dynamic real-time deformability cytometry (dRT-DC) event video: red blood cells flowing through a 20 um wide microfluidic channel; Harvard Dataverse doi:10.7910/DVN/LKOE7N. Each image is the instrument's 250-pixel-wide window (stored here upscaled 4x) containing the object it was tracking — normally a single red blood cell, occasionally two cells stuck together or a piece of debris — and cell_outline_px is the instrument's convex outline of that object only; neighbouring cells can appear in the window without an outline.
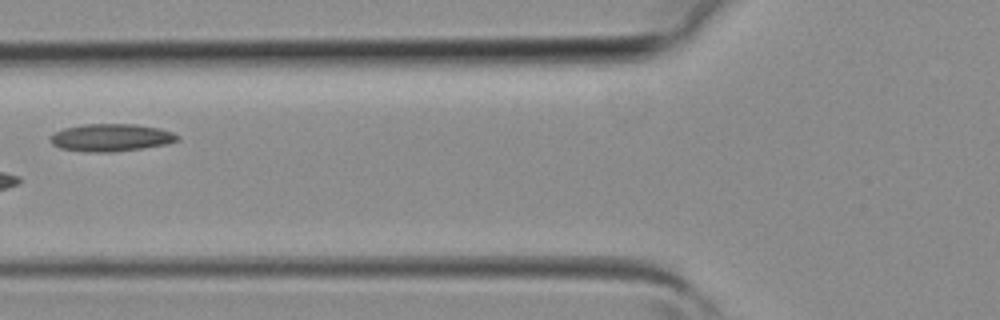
{"species": "common noctule bat (a hibernating species)", "species_latin": "Nyctalus noctula", "temperature_condition": "room temperature", "stored_images_in_passage": 5, "camera_frame_rate_fps": 3000, "um_per_image_px": 0.085, "animal": {"sex": "female", "body_mass_g": 19.3, "forearm_length_mm": 54.1}, "frame": {"image": 1, "passage_image": 5, "time_ms": 1.333, "image_size_px": [1000, 320], "cell_outline_px": [[180, 140], [164, 144], [140, 148], [112, 152], [84, 152], [60, 148], [52, 144], [48, 140], [52, 132], [64, 128], [84, 124], [136, 124], [160, 128], [172, 132], [180, 136]], "centroid_in_image_um": [9.39, 11.69], "position_along_channel_um": 116.4, "area_um2": 20.52}}